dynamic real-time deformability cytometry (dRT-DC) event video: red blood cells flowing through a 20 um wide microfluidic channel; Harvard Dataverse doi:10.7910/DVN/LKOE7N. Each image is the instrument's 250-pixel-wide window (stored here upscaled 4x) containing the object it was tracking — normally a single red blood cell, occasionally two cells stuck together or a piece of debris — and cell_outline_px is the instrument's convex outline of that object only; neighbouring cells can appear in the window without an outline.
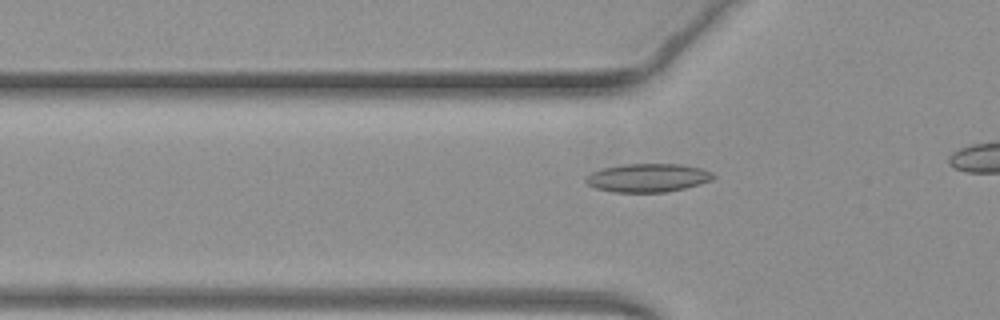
{"species": "common noctule bat (a hibernating species)", "species_latin": "Nyctalus noctula", "temperature_condition": "warm", "stored_images_in_passage": 9, "camera_frame_rate_fps": 3000, "um_per_image_px": 0.085, "animal": {"sex": "female", "body_mass_g": 19.3, "forearm_length_mm": 54.1}, "frame": {"image": 1, "passage_image": 3, "time_ms": 0.667, "image_size_px": [1000, 320], "cell_outline_px": [[716, 176], [712, 180], [684, 188], [664, 192], [612, 192], [596, 188], [588, 184], [584, 180], [592, 172], [604, 168], [624, 164], [680, 164], [700, 168], [712, 172]], "centroid_in_image_um": [55.07, 15.11], "position_along_channel_um": 70.7, "area_um2": 20.92}}
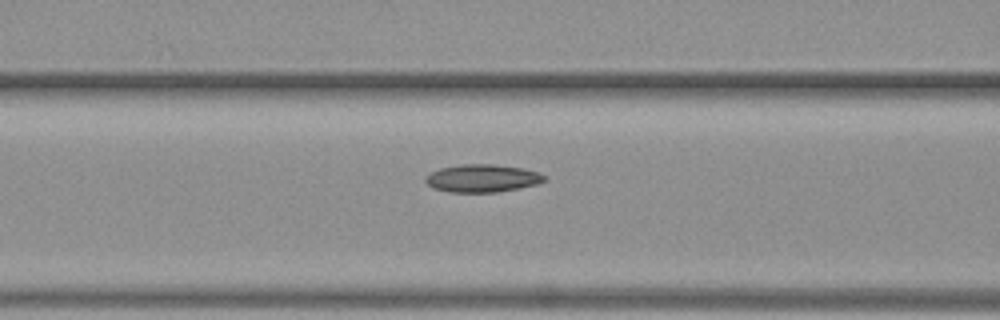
{"frame": {"image": 2, "passage_image": 7, "time_ms": 2.0, "image_size_px": [1000, 320], "cell_outline_px": [[548, 180], [536, 184], [520, 188], [496, 192], [448, 192], [432, 188], [424, 180], [428, 172], [440, 168], [460, 164], [496, 164], [520, 168], [540, 172], [548, 176]], "centroid_in_image_um": [41.0, 15.15], "position_along_channel_um": 125.6, "area_um2": 19.54}}